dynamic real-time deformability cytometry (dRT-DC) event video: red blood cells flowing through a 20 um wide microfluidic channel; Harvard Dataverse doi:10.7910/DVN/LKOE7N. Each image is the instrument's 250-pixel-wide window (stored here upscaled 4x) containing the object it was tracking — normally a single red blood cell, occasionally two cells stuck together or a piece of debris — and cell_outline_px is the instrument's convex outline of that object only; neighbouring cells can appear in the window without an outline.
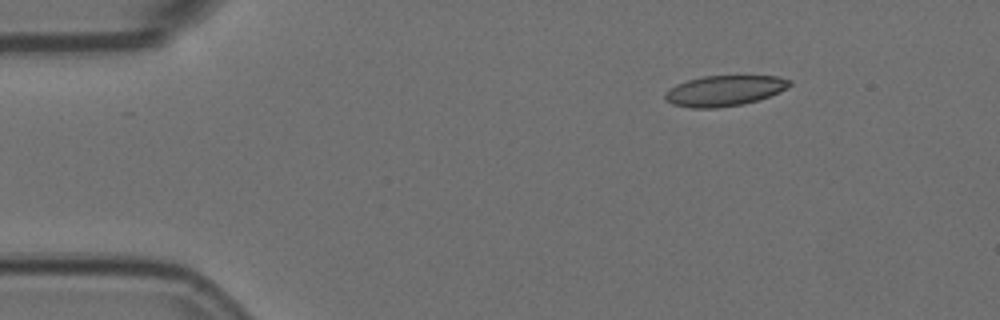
{"species": "Egyptian fruit bat (a non-hibernating species)", "species_latin": "Rousettus aegyptiacus", "temperature_condition": "room temperature", "stored_images_in_passage": 4, "camera_frame_rate_fps": 3000, "um_per_image_px": 0.085, "animal": {"sex": "female"}, "frame": {"image": 1, "passage_image": 2, "time_ms": 0.333, "image_size_px": [1000, 320], "cell_outline_px": [[792, 84], [768, 96], [744, 104], [716, 108], [692, 108], [672, 104], [664, 96], [676, 84], [688, 80], [704, 76], [780, 76], [792, 80]], "centroid_in_image_um": [61.59, 7.7], "position_along_channel_um": 23.4, "area_um2": 21.79}}
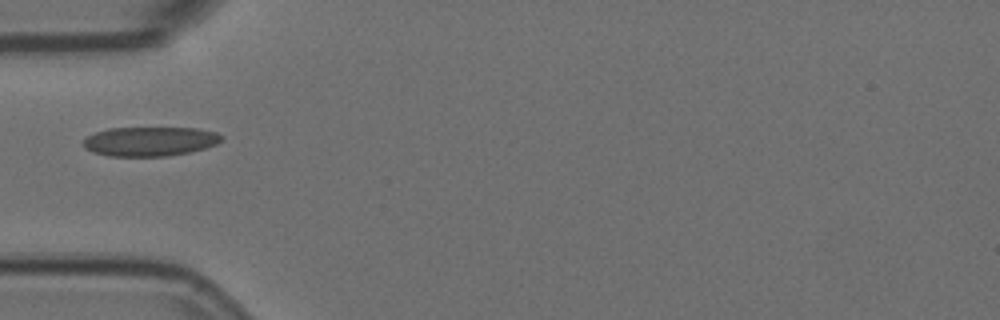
{"frame": {"image": 2, "passage_image": 4, "time_ms": 1.0, "image_size_px": [1000, 320], "cell_outline_px": [[224, 136], [216, 144], [204, 148], [188, 152], [168, 156], [108, 156], [92, 152], [84, 148], [84, 140], [88, 136], [96, 132], [108, 128], [196, 128], [216, 132]], "centroid_in_image_um": [12.73, 12.02], "position_along_channel_um": 72.3, "area_um2": 23.52}}